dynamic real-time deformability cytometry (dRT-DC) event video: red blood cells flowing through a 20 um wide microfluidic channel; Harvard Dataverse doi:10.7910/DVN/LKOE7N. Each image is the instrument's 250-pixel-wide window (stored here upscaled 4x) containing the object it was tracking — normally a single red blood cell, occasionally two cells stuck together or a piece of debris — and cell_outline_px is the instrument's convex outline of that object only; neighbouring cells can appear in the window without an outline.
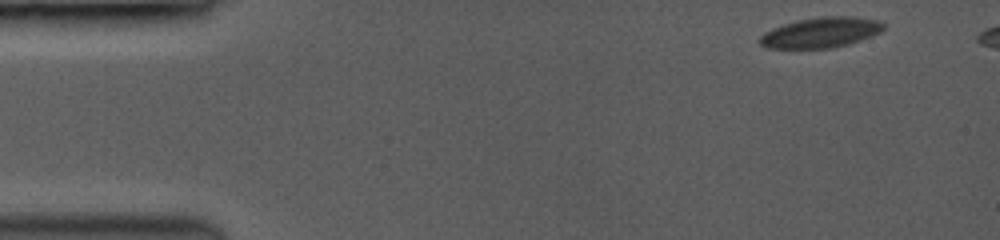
{"species": "common noctule bat (a hibernating species)", "species_latin": "Nyctalus noctula", "temperature_condition": "room temperature", "stored_images_in_passage": 52, "camera_frame_rate_fps": 3500, "um_per_image_px": 0.085, "animal": {"sex": "female", "body_mass_g": 19.0, "forearm_length_mm": 53.3}, "frame": {"image": 1, "passage_image": 1, "time_ms": 0.0, "image_size_px": [1000, 240], "cell_outline_px": [[884, 28], [868, 36], [848, 44], [828, 48], [768, 48], [760, 44], [760, 36], [776, 28], [800, 20], [840, 16], [876, 20], [884, 24]], "centroid_in_image_um": [69.75, 2.79], "position_along_channel_um": 15.3, "area_um2": 20.58}}
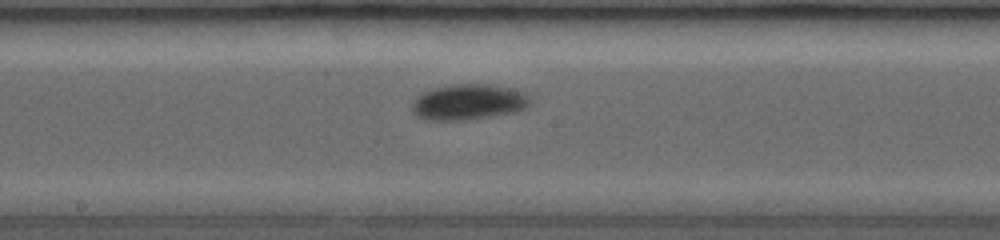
{"frame": {"image": 2, "passage_image": 28, "time_ms": 7.714, "image_size_px": [1000, 240], "cell_outline_px": [[528, 104], [520, 108], [508, 112], [460, 120], [428, 120], [420, 116], [412, 108], [416, 100], [424, 92], [436, 88], [452, 84], [488, 84], [504, 88], [516, 92], [528, 100]], "centroid_in_image_um": [39.69, 8.66], "position_along_channel_um": 208.5, "area_um2": 22.72}}
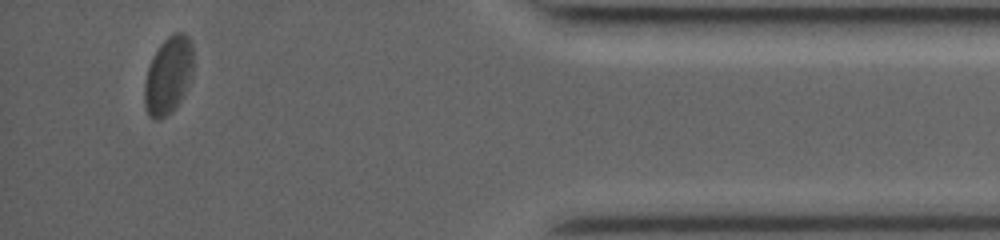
{"frame": {"image": 3, "passage_image": 50, "time_ms": 14.0, "image_size_px": [1000, 240], "cell_outline_px": [[192, 64], [184, 92], [180, 100], [172, 112], [156, 120], [148, 116], [144, 104], [144, 84], [148, 68], [152, 56], [156, 48], [172, 32], [184, 32], [188, 36], [192, 48]], "centroid_in_image_um": [14.25, 6.38], "position_along_channel_um": 420.9, "area_um2": 21.73}}